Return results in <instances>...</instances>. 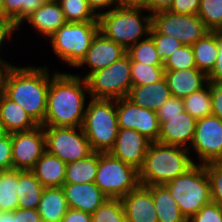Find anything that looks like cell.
<instances>
[{"mask_svg":"<svg viewBox=\"0 0 222 222\" xmlns=\"http://www.w3.org/2000/svg\"><path fill=\"white\" fill-rule=\"evenodd\" d=\"M127 222H158L151 186L139 185L121 198Z\"/></svg>","mask_w":222,"mask_h":222,"instance_id":"d6986e66","label":"cell"},{"mask_svg":"<svg viewBox=\"0 0 222 222\" xmlns=\"http://www.w3.org/2000/svg\"><path fill=\"white\" fill-rule=\"evenodd\" d=\"M43 127L46 151L64 163L81 160L93 152L82 127Z\"/></svg>","mask_w":222,"mask_h":222,"instance_id":"30bf717a","label":"cell"},{"mask_svg":"<svg viewBox=\"0 0 222 222\" xmlns=\"http://www.w3.org/2000/svg\"><path fill=\"white\" fill-rule=\"evenodd\" d=\"M91 149L107 153L115 143L118 133L117 100L90 98L82 125Z\"/></svg>","mask_w":222,"mask_h":222,"instance_id":"5b68a950","label":"cell"},{"mask_svg":"<svg viewBox=\"0 0 222 222\" xmlns=\"http://www.w3.org/2000/svg\"><path fill=\"white\" fill-rule=\"evenodd\" d=\"M90 99L88 84L73 72L58 71L50 80L42 126L82 127Z\"/></svg>","mask_w":222,"mask_h":222,"instance_id":"6da1fadb","label":"cell"},{"mask_svg":"<svg viewBox=\"0 0 222 222\" xmlns=\"http://www.w3.org/2000/svg\"><path fill=\"white\" fill-rule=\"evenodd\" d=\"M185 111L182 98L170 96V98L158 109V117H174Z\"/></svg>","mask_w":222,"mask_h":222,"instance_id":"7bdbcfd3","label":"cell"},{"mask_svg":"<svg viewBox=\"0 0 222 222\" xmlns=\"http://www.w3.org/2000/svg\"><path fill=\"white\" fill-rule=\"evenodd\" d=\"M98 21L99 31L127 50L149 35L152 14L144 9L116 6L100 14Z\"/></svg>","mask_w":222,"mask_h":222,"instance_id":"277c9868","label":"cell"},{"mask_svg":"<svg viewBox=\"0 0 222 222\" xmlns=\"http://www.w3.org/2000/svg\"><path fill=\"white\" fill-rule=\"evenodd\" d=\"M170 96V89L164 77L151 84L131 86L126 98L137 106L157 112Z\"/></svg>","mask_w":222,"mask_h":222,"instance_id":"7402d4cb","label":"cell"},{"mask_svg":"<svg viewBox=\"0 0 222 222\" xmlns=\"http://www.w3.org/2000/svg\"><path fill=\"white\" fill-rule=\"evenodd\" d=\"M184 108L196 120L212 114L211 82L201 90L183 98Z\"/></svg>","mask_w":222,"mask_h":222,"instance_id":"4dcf8cb0","label":"cell"},{"mask_svg":"<svg viewBox=\"0 0 222 222\" xmlns=\"http://www.w3.org/2000/svg\"><path fill=\"white\" fill-rule=\"evenodd\" d=\"M152 27L159 34L190 46L209 32L198 15L177 14L169 10L152 14Z\"/></svg>","mask_w":222,"mask_h":222,"instance_id":"8fae6325","label":"cell"},{"mask_svg":"<svg viewBox=\"0 0 222 222\" xmlns=\"http://www.w3.org/2000/svg\"><path fill=\"white\" fill-rule=\"evenodd\" d=\"M5 0H0V9L3 7Z\"/></svg>","mask_w":222,"mask_h":222,"instance_id":"680465c9","label":"cell"},{"mask_svg":"<svg viewBox=\"0 0 222 222\" xmlns=\"http://www.w3.org/2000/svg\"><path fill=\"white\" fill-rule=\"evenodd\" d=\"M67 22H99L87 0H58Z\"/></svg>","mask_w":222,"mask_h":222,"instance_id":"d6a6232c","label":"cell"},{"mask_svg":"<svg viewBox=\"0 0 222 222\" xmlns=\"http://www.w3.org/2000/svg\"><path fill=\"white\" fill-rule=\"evenodd\" d=\"M43 3H47V2H54V1H58V0H41Z\"/></svg>","mask_w":222,"mask_h":222,"instance_id":"6f0895ef","label":"cell"},{"mask_svg":"<svg viewBox=\"0 0 222 222\" xmlns=\"http://www.w3.org/2000/svg\"><path fill=\"white\" fill-rule=\"evenodd\" d=\"M163 68L165 70H185L189 68H196L194 53L192 46L182 45L175 50L164 62Z\"/></svg>","mask_w":222,"mask_h":222,"instance_id":"74e56055","label":"cell"},{"mask_svg":"<svg viewBox=\"0 0 222 222\" xmlns=\"http://www.w3.org/2000/svg\"><path fill=\"white\" fill-rule=\"evenodd\" d=\"M165 77L163 66H151L137 61H131L132 86L151 84Z\"/></svg>","mask_w":222,"mask_h":222,"instance_id":"e575fe53","label":"cell"},{"mask_svg":"<svg viewBox=\"0 0 222 222\" xmlns=\"http://www.w3.org/2000/svg\"><path fill=\"white\" fill-rule=\"evenodd\" d=\"M208 82L222 84V32L218 31V55L214 69L208 75Z\"/></svg>","mask_w":222,"mask_h":222,"instance_id":"7dc6e473","label":"cell"},{"mask_svg":"<svg viewBox=\"0 0 222 222\" xmlns=\"http://www.w3.org/2000/svg\"><path fill=\"white\" fill-rule=\"evenodd\" d=\"M195 158L186 148L151 142L139 169L140 185H164L190 169Z\"/></svg>","mask_w":222,"mask_h":222,"instance_id":"3957f363","label":"cell"},{"mask_svg":"<svg viewBox=\"0 0 222 222\" xmlns=\"http://www.w3.org/2000/svg\"><path fill=\"white\" fill-rule=\"evenodd\" d=\"M118 128L134 129L151 142H158L160 124L157 112L133 104L127 98L117 99Z\"/></svg>","mask_w":222,"mask_h":222,"instance_id":"5bb4252c","label":"cell"},{"mask_svg":"<svg viewBox=\"0 0 222 222\" xmlns=\"http://www.w3.org/2000/svg\"><path fill=\"white\" fill-rule=\"evenodd\" d=\"M126 53L127 50L122 45L110 40L98 31L92 39L86 56L75 67L76 70L84 68L86 70V72L84 71L85 75L83 72H77L75 75L86 80L92 73L113 64Z\"/></svg>","mask_w":222,"mask_h":222,"instance_id":"9a60e30c","label":"cell"},{"mask_svg":"<svg viewBox=\"0 0 222 222\" xmlns=\"http://www.w3.org/2000/svg\"><path fill=\"white\" fill-rule=\"evenodd\" d=\"M188 150L194 151L195 164L222 162V120L213 114L198 119Z\"/></svg>","mask_w":222,"mask_h":222,"instance_id":"7c38bea8","label":"cell"},{"mask_svg":"<svg viewBox=\"0 0 222 222\" xmlns=\"http://www.w3.org/2000/svg\"><path fill=\"white\" fill-rule=\"evenodd\" d=\"M13 169L11 133L0 139V171Z\"/></svg>","mask_w":222,"mask_h":222,"instance_id":"ee69618b","label":"cell"},{"mask_svg":"<svg viewBox=\"0 0 222 222\" xmlns=\"http://www.w3.org/2000/svg\"><path fill=\"white\" fill-rule=\"evenodd\" d=\"M149 35L153 38L156 45V53L160 60L164 62L172 53L183 44L175 38L159 34L152 26Z\"/></svg>","mask_w":222,"mask_h":222,"instance_id":"ab89813d","label":"cell"},{"mask_svg":"<svg viewBox=\"0 0 222 222\" xmlns=\"http://www.w3.org/2000/svg\"><path fill=\"white\" fill-rule=\"evenodd\" d=\"M26 23L28 24L27 27L30 26L32 32L34 31L39 37L47 40L62 25L66 24L67 21L59 2L54 1L43 3L38 9L28 15L17 27L19 34V30L24 27Z\"/></svg>","mask_w":222,"mask_h":222,"instance_id":"ac0fdd59","label":"cell"},{"mask_svg":"<svg viewBox=\"0 0 222 222\" xmlns=\"http://www.w3.org/2000/svg\"><path fill=\"white\" fill-rule=\"evenodd\" d=\"M150 143L149 139L134 129L119 128L114 146L109 153L139 170Z\"/></svg>","mask_w":222,"mask_h":222,"instance_id":"2e32d148","label":"cell"},{"mask_svg":"<svg viewBox=\"0 0 222 222\" xmlns=\"http://www.w3.org/2000/svg\"><path fill=\"white\" fill-rule=\"evenodd\" d=\"M98 168V152H92L86 158L68 163L64 183L94 182Z\"/></svg>","mask_w":222,"mask_h":222,"instance_id":"f1b7e54d","label":"cell"},{"mask_svg":"<svg viewBox=\"0 0 222 222\" xmlns=\"http://www.w3.org/2000/svg\"><path fill=\"white\" fill-rule=\"evenodd\" d=\"M173 0H147V11L151 14L167 11L172 5Z\"/></svg>","mask_w":222,"mask_h":222,"instance_id":"816d5d0a","label":"cell"},{"mask_svg":"<svg viewBox=\"0 0 222 222\" xmlns=\"http://www.w3.org/2000/svg\"><path fill=\"white\" fill-rule=\"evenodd\" d=\"M156 45L153 38L148 35L127 49L131 61H137L151 66H163L156 53Z\"/></svg>","mask_w":222,"mask_h":222,"instance_id":"836d02e7","label":"cell"},{"mask_svg":"<svg viewBox=\"0 0 222 222\" xmlns=\"http://www.w3.org/2000/svg\"><path fill=\"white\" fill-rule=\"evenodd\" d=\"M0 120L9 133L29 131L39 126L19 104L4 93L0 97Z\"/></svg>","mask_w":222,"mask_h":222,"instance_id":"603a6c76","label":"cell"},{"mask_svg":"<svg viewBox=\"0 0 222 222\" xmlns=\"http://www.w3.org/2000/svg\"><path fill=\"white\" fill-rule=\"evenodd\" d=\"M18 170L0 171V212H13L18 208Z\"/></svg>","mask_w":222,"mask_h":222,"instance_id":"f546056e","label":"cell"},{"mask_svg":"<svg viewBox=\"0 0 222 222\" xmlns=\"http://www.w3.org/2000/svg\"><path fill=\"white\" fill-rule=\"evenodd\" d=\"M10 133L7 131L5 124L0 120V139L8 136Z\"/></svg>","mask_w":222,"mask_h":222,"instance_id":"9f6ffc18","label":"cell"},{"mask_svg":"<svg viewBox=\"0 0 222 222\" xmlns=\"http://www.w3.org/2000/svg\"><path fill=\"white\" fill-rule=\"evenodd\" d=\"M91 222H127L121 199H106V201L91 214Z\"/></svg>","mask_w":222,"mask_h":222,"instance_id":"8d00e7d4","label":"cell"},{"mask_svg":"<svg viewBox=\"0 0 222 222\" xmlns=\"http://www.w3.org/2000/svg\"><path fill=\"white\" fill-rule=\"evenodd\" d=\"M15 222H42L38 209H22L15 210Z\"/></svg>","mask_w":222,"mask_h":222,"instance_id":"c3c4849f","label":"cell"},{"mask_svg":"<svg viewBox=\"0 0 222 222\" xmlns=\"http://www.w3.org/2000/svg\"><path fill=\"white\" fill-rule=\"evenodd\" d=\"M92 10L99 16L117 6L116 0H87Z\"/></svg>","mask_w":222,"mask_h":222,"instance_id":"681fc988","label":"cell"},{"mask_svg":"<svg viewBox=\"0 0 222 222\" xmlns=\"http://www.w3.org/2000/svg\"><path fill=\"white\" fill-rule=\"evenodd\" d=\"M158 222H188L177 202L164 185H151Z\"/></svg>","mask_w":222,"mask_h":222,"instance_id":"83f0119b","label":"cell"},{"mask_svg":"<svg viewBox=\"0 0 222 222\" xmlns=\"http://www.w3.org/2000/svg\"><path fill=\"white\" fill-rule=\"evenodd\" d=\"M68 209L62 187H45L38 206L42 222H61Z\"/></svg>","mask_w":222,"mask_h":222,"instance_id":"d4e9b609","label":"cell"},{"mask_svg":"<svg viewBox=\"0 0 222 222\" xmlns=\"http://www.w3.org/2000/svg\"><path fill=\"white\" fill-rule=\"evenodd\" d=\"M94 182L108 198L121 199L140 185L139 170L109 152H98Z\"/></svg>","mask_w":222,"mask_h":222,"instance_id":"ba28073f","label":"cell"},{"mask_svg":"<svg viewBox=\"0 0 222 222\" xmlns=\"http://www.w3.org/2000/svg\"><path fill=\"white\" fill-rule=\"evenodd\" d=\"M197 15L209 31H222V0H200Z\"/></svg>","mask_w":222,"mask_h":222,"instance_id":"d590c367","label":"cell"},{"mask_svg":"<svg viewBox=\"0 0 222 222\" xmlns=\"http://www.w3.org/2000/svg\"><path fill=\"white\" fill-rule=\"evenodd\" d=\"M12 165L17 170H32L46 152V139L42 125L29 131L11 133Z\"/></svg>","mask_w":222,"mask_h":222,"instance_id":"4fadbf2b","label":"cell"},{"mask_svg":"<svg viewBox=\"0 0 222 222\" xmlns=\"http://www.w3.org/2000/svg\"><path fill=\"white\" fill-rule=\"evenodd\" d=\"M98 31L99 22H67L46 41L56 59L74 69L86 56Z\"/></svg>","mask_w":222,"mask_h":222,"instance_id":"8992f818","label":"cell"},{"mask_svg":"<svg viewBox=\"0 0 222 222\" xmlns=\"http://www.w3.org/2000/svg\"><path fill=\"white\" fill-rule=\"evenodd\" d=\"M210 180L211 200L222 208V162L205 164Z\"/></svg>","mask_w":222,"mask_h":222,"instance_id":"f35d334b","label":"cell"},{"mask_svg":"<svg viewBox=\"0 0 222 222\" xmlns=\"http://www.w3.org/2000/svg\"><path fill=\"white\" fill-rule=\"evenodd\" d=\"M61 222H91V214L69 208Z\"/></svg>","mask_w":222,"mask_h":222,"instance_id":"f907efd6","label":"cell"},{"mask_svg":"<svg viewBox=\"0 0 222 222\" xmlns=\"http://www.w3.org/2000/svg\"><path fill=\"white\" fill-rule=\"evenodd\" d=\"M158 121L160 124L159 143L189 149L196 129L195 118L184 111L174 117H158Z\"/></svg>","mask_w":222,"mask_h":222,"instance_id":"e0dca14e","label":"cell"},{"mask_svg":"<svg viewBox=\"0 0 222 222\" xmlns=\"http://www.w3.org/2000/svg\"><path fill=\"white\" fill-rule=\"evenodd\" d=\"M165 79L171 96L184 98L201 90L208 82V76L197 68L165 70Z\"/></svg>","mask_w":222,"mask_h":222,"instance_id":"44dd1931","label":"cell"},{"mask_svg":"<svg viewBox=\"0 0 222 222\" xmlns=\"http://www.w3.org/2000/svg\"><path fill=\"white\" fill-rule=\"evenodd\" d=\"M62 189L69 208L93 214L108 197L95 182L64 183Z\"/></svg>","mask_w":222,"mask_h":222,"instance_id":"ffe728a7","label":"cell"},{"mask_svg":"<svg viewBox=\"0 0 222 222\" xmlns=\"http://www.w3.org/2000/svg\"><path fill=\"white\" fill-rule=\"evenodd\" d=\"M212 114L222 120V84L211 83Z\"/></svg>","mask_w":222,"mask_h":222,"instance_id":"bcb514c9","label":"cell"},{"mask_svg":"<svg viewBox=\"0 0 222 222\" xmlns=\"http://www.w3.org/2000/svg\"><path fill=\"white\" fill-rule=\"evenodd\" d=\"M0 222H15V210L13 212H0Z\"/></svg>","mask_w":222,"mask_h":222,"instance_id":"11a10c76","label":"cell"},{"mask_svg":"<svg viewBox=\"0 0 222 222\" xmlns=\"http://www.w3.org/2000/svg\"><path fill=\"white\" fill-rule=\"evenodd\" d=\"M117 6L123 8H139L147 10V0H116Z\"/></svg>","mask_w":222,"mask_h":222,"instance_id":"f5cc1de1","label":"cell"},{"mask_svg":"<svg viewBox=\"0 0 222 222\" xmlns=\"http://www.w3.org/2000/svg\"><path fill=\"white\" fill-rule=\"evenodd\" d=\"M50 71L47 64L19 66L13 63L5 76L4 94L19 104L38 125L44 122L50 80L58 72L57 68Z\"/></svg>","mask_w":222,"mask_h":222,"instance_id":"7a4b0ae2","label":"cell"},{"mask_svg":"<svg viewBox=\"0 0 222 222\" xmlns=\"http://www.w3.org/2000/svg\"><path fill=\"white\" fill-rule=\"evenodd\" d=\"M196 68L207 76L215 67L218 55V31H209L192 45Z\"/></svg>","mask_w":222,"mask_h":222,"instance_id":"4316f807","label":"cell"},{"mask_svg":"<svg viewBox=\"0 0 222 222\" xmlns=\"http://www.w3.org/2000/svg\"><path fill=\"white\" fill-rule=\"evenodd\" d=\"M187 220L211 200L210 180L205 164H194L185 173L164 184Z\"/></svg>","mask_w":222,"mask_h":222,"instance_id":"52a82bcc","label":"cell"},{"mask_svg":"<svg viewBox=\"0 0 222 222\" xmlns=\"http://www.w3.org/2000/svg\"><path fill=\"white\" fill-rule=\"evenodd\" d=\"M17 27L9 20L3 18L0 15V64H12L8 60H5L4 58L6 57L4 53V47L5 45L8 44V42H13L12 39L15 40V34L18 32ZM4 56V58H3Z\"/></svg>","mask_w":222,"mask_h":222,"instance_id":"60d3db41","label":"cell"},{"mask_svg":"<svg viewBox=\"0 0 222 222\" xmlns=\"http://www.w3.org/2000/svg\"><path fill=\"white\" fill-rule=\"evenodd\" d=\"M188 222H222V208L211 201L193 215Z\"/></svg>","mask_w":222,"mask_h":222,"instance_id":"b9f144b4","label":"cell"},{"mask_svg":"<svg viewBox=\"0 0 222 222\" xmlns=\"http://www.w3.org/2000/svg\"><path fill=\"white\" fill-rule=\"evenodd\" d=\"M200 6V0H173L169 11L177 14L197 15Z\"/></svg>","mask_w":222,"mask_h":222,"instance_id":"f6af8a7d","label":"cell"},{"mask_svg":"<svg viewBox=\"0 0 222 222\" xmlns=\"http://www.w3.org/2000/svg\"><path fill=\"white\" fill-rule=\"evenodd\" d=\"M42 4L41 0H5L0 9V15L18 27L28 15Z\"/></svg>","mask_w":222,"mask_h":222,"instance_id":"1f68e13d","label":"cell"},{"mask_svg":"<svg viewBox=\"0 0 222 222\" xmlns=\"http://www.w3.org/2000/svg\"><path fill=\"white\" fill-rule=\"evenodd\" d=\"M44 189L31 170H18V208L38 209Z\"/></svg>","mask_w":222,"mask_h":222,"instance_id":"484cf974","label":"cell"},{"mask_svg":"<svg viewBox=\"0 0 222 222\" xmlns=\"http://www.w3.org/2000/svg\"><path fill=\"white\" fill-rule=\"evenodd\" d=\"M67 164L47 151L31 170L43 187H62Z\"/></svg>","mask_w":222,"mask_h":222,"instance_id":"cb8c5ba5","label":"cell"},{"mask_svg":"<svg viewBox=\"0 0 222 222\" xmlns=\"http://www.w3.org/2000/svg\"><path fill=\"white\" fill-rule=\"evenodd\" d=\"M11 65L13 64H0V97L4 93L5 76Z\"/></svg>","mask_w":222,"mask_h":222,"instance_id":"db71d44e","label":"cell"},{"mask_svg":"<svg viewBox=\"0 0 222 222\" xmlns=\"http://www.w3.org/2000/svg\"><path fill=\"white\" fill-rule=\"evenodd\" d=\"M90 98H126L131 82V59L126 53L113 64L92 73L87 79Z\"/></svg>","mask_w":222,"mask_h":222,"instance_id":"9c48e42d","label":"cell"}]
</instances>
